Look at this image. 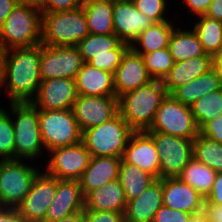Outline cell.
Listing matches in <instances>:
<instances>
[{
	"instance_id": "6",
	"label": "cell",
	"mask_w": 222,
	"mask_h": 222,
	"mask_svg": "<svg viewBox=\"0 0 222 222\" xmlns=\"http://www.w3.org/2000/svg\"><path fill=\"white\" fill-rule=\"evenodd\" d=\"M134 132L118 113L105 123L82 131V142L91 156L122 158L124 149Z\"/></svg>"
},
{
	"instance_id": "20",
	"label": "cell",
	"mask_w": 222,
	"mask_h": 222,
	"mask_svg": "<svg viewBox=\"0 0 222 222\" xmlns=\"http://www.w3.org/2000/svg\"><path fill=\"white\" fill-rule=\"evenodd\" d=\"M84 209V194L79 180L57 179L55 197L48 207L45 222H53Z\"/></svg>"
},
{
	"instance_id": "2",
	"label": "cell",
	"mask_w": 222,
	"mask_h": 222,
	"mask_svg": "<svg viewBox=\"0 0 222 222\" xmlns=\"http://www.w3.org/2000/svg\"><path fill=\"white\" fill-rule=\"evenodd\" d=\"M166 96L167 91L162 80L153 79L118 97L119 114L135 132L147 131Z\"/></svg>"
},
{
	"instance_id": "54",
	"label": "cell",
	"mask_w": 222,
	"mask_h": 222,
	"mask_svg": "<svg viewBox=\"0 0 222 222\" xmlns=\"http://www.w3.org/2000/svg\"><path fill=\"white\" fill-rule=\"evenodd\" d=\"M19 2H32V0H18Z\"/></svg>"
},
{
	"instance_id": "18",
	"label": "cell",
	"mask_w": 222,
	"mask_h": 222,
	"mask_svg": "<svg viewBox=\"0 0 222 222\" xmlns=\"http://www.w3.org/2000/svg\"><path fill=\"white\" fill-rule=\"evenodd\" d=\"M121 159L159 179L158 150L153 139L145 131L134 132L131 135Z\"/></svg>"
},
{
	"instance_id": "13",
	"label": "cell",
	"mask_w": 222,
	"mask_h": 222,
	"mask_svg": "<svg viewBox=\"0 0 222 222\" xmlns=\"http://www.w3.org/2000/svg\"><path fill=\"white\" fill-rule=\"evenodd\" d=\"M47 154L50 157L45 172L57 179L67 180H79L92 157L82 141L52 149Z\"/></svg>"
},
{
	"instance_id": "11",
	"label": "cell",
	"mask_w": 222,
	"mask_h": 222,
	"mask_svg": "<svg viewBox=\"0 0 222 222\" xmlns=\"http://www.w3.org/2000/svg\"><path fill=\"white\" fill-rule=\"evenodd\" d=\"M158 150L159 179L178 177L193 158V139L173 136L162 132L145 131Z\"/></svg>"
},
{
	"instance_id": "9",
	"label": "cell",
	"mask_w": 222,
	"mask_h": 222,
	"mask_svg": "<svg viewBox=\"0 0 222 222\" xmlns=\"http://www.w3.org/2000/svg\"><path fill=\"white\" fill-rule=\"evenodd\" d=\"M25 160H0V204L17 208L42 171Z\"/></svg>"
},
{
	"instance_id": "37",
	"label": "cell",
	"mask_w": 222,
	"mask_h": 222,
	"mask_svg": "<svg viewBox=\"0 0 222 222\" xmlns=\"http://www.w3.org/2000/svg\"><path fill=\"white\" fill-rule=\"evenodd\" d=\"M0 160H15V139L11 116L0 107Z\"/></svg>"
},
{
	"instance_id": "34",
	"label": "cell",
	"mask_w": 222,
	"mask_h": 222,
	"mask_svg": "<svg viewBox=\"0 0 222 222\" xmlns=\"http://www.w3.org/2000/svg\"><path fill=\"white\" fill-rule=\"evenodd\" d=\"M190 109L200 130L207 122L222 114V87L195 101Z\"/></svg>"
},
{
	"instance_id": "38",
	"label": "cell",
	"mask_w": 222,
	"mask_h": 222,
	"mask_svg": "<svg viewBox=\"0 0 222 222\" xmlns=\"http://www.w3.org/2000/svg\"><path fill=\"white\" fill-rule=\"evenodd\" d=\"M135 8L144 13L155 23L168 21L171 18L168 14L167 0H132ZM167 9V10H166Z\"/></svg>"
},
{
	"instance_id": "35",
	"label": "cell",
	"mask_w": 222,
	"mask_h": 222,
	"mask_svg": "<svg viewBox=\"0 0 222 222\" xmlns=\"http://www.w3.org/2000/svg\"><path fill=\"white\" fill-rule=\"evenodd\" d=\"M193 157L216 173L222 172V143L199 133L193 139Z\"/></svg>"
},
{
	"instance_id": "4",
	"label": "cell",
	"mask_w": 222,
	"mask_h": 222,
	"mask_svg": "<svg viewBox=\"0 0 222 222\" xmlns=\"http://www.w3.org/2000/svg\"><path fill=\"white\" fill-rule=\"evenodd\" d=\"M8 104L14 129L15 159L28 160L29 163L33 159L37 161L46 150L41 137L37 107L32 102Z\"/></svg>"
},
{
	"instance_id": "41",
	"label": "cell",
	"mask_w": 222,
	"mask_h": 222,
	"mask_svg": "<svg viewBox=\"0 0 222 222\" xmlns=\"http://www.w3.org/2000/svg\"><path fill=\"white\" fill-rule=\"evenodd\" d=\"M84 222H125L124 213L112 211H84Z\"/></svg>"
},
{
	"instance_id": "31",
	"label": "cell",
	"mask_w": 222,
	"mask_h": 222,
	"mask_svg": "<svg viewBox=\"0 0 222 222\" xmlns=\"http://www.w3.org/2000/svg\"><path fill=\"white\" fill-rule=\"evenodd\" d=\"M118 180L123 188L126 200L129 201L144 192L156 178L121 159Z\"/></svg>"
},
{
	"instance_id": "36",
	"label": "cell",
	"mask_w": 222,
	"mask_h": 222,
	"mask_svg": "<svg viewBox=\"0 0 222 222\" xmlns=\"http://www.w3.org/2000/svg\"><path fill=\"white\" fill-rule=\"evenodd\" d=\"M143 58L147 72L154 80H163L174 64L168 48L145 53Z\"/></svg>"
},
{
	"instance_id": "1",
	"label": "cell",
	"mask_w": 222,
	"mask_h": 222,
	"mask_svg": "<svg viewBox=\"0 0 222 222\" xmlns=\"http://www.w3.org/2000/svg\"><path fill=\"white\" fill-rule=\"evenodd\" d=\"M40 58L41 43L3 51L0 88H5L7 102H32L35 99L42 81ZM0 92L3 91L0 89Z\"/></svg>"
},
{
	"instance_id": "48",
	"label": "cell",
	"mask_w": 222,
	"mask_h": 222,
	"mask_svg": "<svg viewBox=\"0 0 222 222\" xmlns=\"http://www.w3.org/2000/svg\"><path fill=\"white\" fill-rule=\"evenodd\" d=\"M205 15L222 22V0H212Z\"/></svg>"
},
{
	"instance_id": "39",
	"label": "cell",
	"mask_w": 222,
	"mask_h": 222,
	"mask_svg": "<svg viewBox=\"0 0 222 222\" xmlns=\"http://www.w3.org/2000/svg\"><path fill=\"white\" fill-rule=\"evenodd\" d=\"M85 0H39L42 13H54L83 8Z\"/></svg>"
},
{
	"instance_id": "26",
	"label": "cell",
	"mask_w": 222,
	"mask_h": 222,
	"mask_svg": "<svg viewBox=\"0 0 222 222\" xmlns=\"http://www.w3.org/2000/svg\"><path fill=\"white\" fill-rule=\"evenodd\" d=\"M212 65V56H197L188 60L174 62L173 67L162 80L167 94H171L178 87L206 73L212 68Z\"/></svg>"
},
{
	"instance_id": "14",
	"label": "cell",
	"mask_w": 222,
	"mask_h": 222,
	"mask_svg": "<svg viewBox=\"0 0 222 222\" xmlns=\"http://www.w3.org/2000/svg\"><path fill=\"white\" fill-rule=\"evenodd\" d=\"M72 111L81 131L98 126L119 113L117 96L78 95Z\"/></svg>"
},
{
	"instance_id": "32",
	"label": "cell",
	"mask_w": 222,
	"mask_h": 222,
	"mask_svg": "<svg viewBox=\"0 0 222 222\" xmlns=\"http://www.w3.org/2000/svg\"><path fill=\"white\" fill-rule=\"evenodd\" d=\"M191 27L197 34L205 52L212 57L222 53V22L205 14L196 16Z\"/></svg>"
},
{
	"instance_id": "16",
	"label": "cell",
	"mask_w": 222,
	"mask_h": 222,
	"mask_svg": "<svg viewBox=\"0 0 222 222\" xmlns=\"http://www.w3.org/2000/svg\"><path fill=\"white\" fill-rule=\"evenodd\" d=\"M76 81L70 78L42 80L32 103L38 110L72 109L77 99Z\"/></svg>"
},
{
	"instance_id": "25",
	"label": "cell",
	"mask_w": 222,
	"mask_h": 222,
	"mask_svg": "<svg viewBox=\"0 0 222 222\" xmlns=\"http://www.w3.org/2000/svg\"><path fill=\"white\" fill-rule=\"evenodd\" d=\"M78 95L116 96L113 74L84 63L75 78Z\"/></svg>"
},
{
	"instance_id": "43",
	"label": "cell",
	"mask_w": 222,
	"mask_h": 222,
	"mask_svg": "<svg viewBox=\"0 0 222 222\" xmlns=\"http://www.w3.org/2000/svg\"><path fill=\"white\" fill-rule=\"evenodd\" d=\"M205 203L222 206V172L216 174L210 193L205 197Z\"/></svg>"
},
{
	"instance_id": "30",
	"label": "cell",
	"mask_w": 222,
	"mask_h": 222,
	"mask_svg": "<svg viewBox=\"0 0 222 222\" xmlns=\"http://www.w3.org/2000/svg\"><path fill=\"white\" fill-rule=\"evenodd\" d=\"M83 9L90 33L114 34L113 3L102 0H85Z\"/></svg>"
},
{
	"instance_id": "29",
	"label": "cell",
	"mask_w": 222,
	"mask_h": 222,
	"mask_svg": "<svg viewBox=\"0 0 222 222\" xmlns=\"http://www.w3.org/2000/svg\"><path fill=\"white\" fill-rule=\"evenodd\" d=\"M220 88V79L212 67L206 73L175 89L171 95L177 101L190 106L201 97Z\"/></svg>"
},
{
	"instance_id": "28",
	"label": "cell",
	"mask_w": 222,
	"mask_h": 222,
	"mask_svg": "<svg viewBox=\"0 0 222 222\" xmlns=\"http://www.w3.org/2000/svg\"><path fill=\"white\" fill-rule=\"evenodd\" d=\"M168 49L174 62L188 60L197 56H211L207 54L193 28L183 29L180 25L171 34Z\"/></svg>"
},
{
	"instance_id": "50",
	"label": "cell",
	"mask_w": 222,
	"mask_h": 222,
	"mask_svg": "<svg viewBox=\"0 0 222 222\" xmlns=\"http://www.w3.org/2000/svg\"><path fill=\"white\" fill-rule=\"evenodd\" d=\"M212 67L216 70L218 77L220 79V84L222 87V53L213 56V65Z\"/></svg>"
},
{
	"instance_id": "53",
	"label": "cell",
	"mask_w": 222,
	"mask_h": 222,
	"mask_svg": "<svg viewBox=\"0 0 222 222\" xmlns=\"http://www.w3.org/2000/svg\"><path fill=\"white\" fill-rule=\"evenodd\" d=\"M102 1H108V2H111V3H118V2L129 1V0H102Z\"/></svg>"
},
{
	"instance_id": "12",
	"label": "cell",
	"mask_w": 222,
	"mask_h": 222,
	"mask_svg": "<svg viewBox=\"0 0 222 222\" xmlns=\"http://www.w3.org/2000/svg\"><path fill=\"white\" fill-rule=\"evenodd\" d=\"M84 61L77 46H48L41 43L40 77L75 79Z\"/></svg>"
},
{
	"instance_id": "8",
	"label": "cell",
	"mask_w": 222,
	"mask_h": 222,
	"mask_svg": "<svg viewBox=\"0 0 222 222\" xmlns=\"http://www.w3.org/2000/svg\"><path fill=\"white\" fill-rule=\"evenodd\" d=\"M77 47L84 63L114 74L130 45L122 42L115 34L89 33Z\"/></svg>"
},
{
	"instance_id": "22",
	"label": "cell",
	"mask_w": 222,
	"mask_h": 222,
	"mask_svg": "<svg viewBox=\"0 0 222 222\" xmlns=\"http://www.w3.org/2000/svg\"><path fill=\"white\" fill-rule=\"evenodd\" d=\"M163 205V179H156L138 197L127 201L125 222H152L155 213Z\"/></svg>"
},
{
	"instance_id": "21",
	"label": "cell",
	"mask_w": 222,
	"mask_h": 222,
	"mask_svg": "<svg viewBox=\"0 0 222 222\" xmlns=\"http://www.w3.org/2000/svg\"><path fill=\"white\" fill-rule=\"evenodd\" d=\"M205 197L178 177L163 178V205L190 214L203 210Z\"/></svg>"
},
{
	"instance_id": "5",
	"label": "cell",
	"mask_w": 222,
	"mask_h": 222,
	"mask_svg": "<svg viewBox=\"0 0 222 222\" xmlns=\"http://www.w3.org/2000/svg\"><path fill=\"white\" fill-rule=\"evenodd\" d=\"M90 33L85 11L42 13L41 43L48 46H77Z\"/></svg>"
},
{
	"instance_id": "52",
	"label": "cell",
	"mask_w": 222,
	"mask_h": 222,
	"mask_svg": "<svg viewBox=\"0 0 222 222\" xmlns=\"http://www.w3.org/2000/svg\"><path fill=\"white\" fill-rule=\"evenodd\" d=\"M2 55H3V50H2V47L0 45V73H1Z\"/></svg>"
},
{
	"instance_id": "10",
	"label": "cell",
	"mask_w": 222,
	"mask_h": 222,
	"mask_svg": "<svg viewBox=\"0 0 222 222\" xmlns=\"http://www.w3.org/2000/svg\"><path fill=\"white\" fill-rule=\"evenodd\" d=\"M147 131L188 139H194L199 134L190 106L177 101L171 94H167L161 102L153 123Z\"/></svg>"
},
{
	"instance_id": "45",
	"label": "cell",
	"mask_w": 222,
	"mask_h": 222,
	"mask_svg": "<svg viewBox=\"0 0 222 222\" xmlns=\"http://www.w3.org/2000/svg\"><path fill=\"white\" fill-rule=\"evenodd\" d=\"M188 11L196 16L205 14L212 0H183Z\"/></svg>"
},
{
	"instance_id": "42",
	"label": "cell",
	"mask_w": 222,
	"mask_h": 222,
	"mask_svg": "<svg viewBox=\"0 0 222 222\" xmlns=\"http://www.w3.org/2000/svg\"><path fill=\"white\" fill-rule=\"evenodd\" d=\"M199 133L206 138L222 143V114L213 121L207 122Z\"/></svg>"
},
{
	"instance_id": "19",
	"label": "cell",
	"mask_w": 222,
	"mask_h": 222,
	"mask_svg": "<svg viewBox=\"0 0 222 222\" xmlns=\"http://www.w3.org/2000/svg\"><path fill=\"white\" fill-rule=\"evenodd\" d=\"M113 79L117 97L153 80L147 72L143 56L131 48L123 55L120 65L113 74Z\"/></svg>"
},
{
	"instance_id": "15",
	"label": "cell",
	"mask_w": 222,
	"mask_h": 222,
	"mask_svg": "<svg viewBox=\"0 0 222 222\" xmlns=\"http://www.w3.org/2000/svg\"><path fill=\"white\" fill-rule=\"evenodd\" d=\"M56 188L57 178L41 171L16 209L28 222H45V216L55 197Z\"/></svg>"
},
{
	"instance_id": "17",
	"label": "cell",
	"mask_w": 222,
	"mask_h": 222,
	"mask_svg": "<svg viewBox=\"0 0 222 222\" xmlns=\"http://www.w3.org/2000/svg\"><path fill=\"white\" fill-rule=\"evenodd\" d=\"M114 34L129 45L155 22L135 8L132 0L113 3Z\"/></svg>"
},
{
	"instance_id": "49",
	"label": "cell",
	"mask_w": 222,
	"mask_h": 222,
	"mask_svg": "<svg viewBox=\"0 0 222 222\" xmlns=\"http://www.w3.org/2000/svg\"><path fill=\"white\" fill-rule=\"evenodd\" d=\"M53 222H84V209Z\"/></svg>"
},
{
	"instance_id": "23",
	"label": "cell",
	"mask_w": 222,
	"mask_h": 222,
	"mask_svg": "<svg viewBox=\"0 0 222 222\" xmlns=\"http://www.w3.org/2000/svg\"><path fill=\"white\" fill-rule=\"evenodd\" d=\"M121 158L112 156H92L88 167L79 179L84 196L107 182L118 179Z\"/></svg>"
},
{
	"instance_id": "46",
	"label": "cell",
	"mask_w": 222,
	"mask_h": 222,
	"mask_svg": "<svg viewBox=\"0 0 222 222\" xmlns=\"http://www.w3.org/2000/svg\"><path fill=\"white\" fill-rule=\"evenodd\" d=\"M18 3V0H0V27Z\"/></svg>"
},
{
	"instance_id": "27",
	"label": "cell",
	"mask_w": 222,
	"mask_h": 222,
	"mask_svg": "<svg viewBox=\"0 0 222 222\" xmlns=\"http://www.w3.org/2000/svg\"><path fill=\"white\" fill-rule=\"evenodd\" d=\"M172 20L154 23L147 27L132 42L130 48L142 56L156 50L168 48L169 40L176 26Z\"/></svg>"
},
{
	"instance_id": "51",
	"label": "cell",
	"mask_w": 222,
	"mask_h": 222,
	"mask_svg": "<svg viewBox=\"0 0 222 222\" xmlns=\"http://www.w3.org/2000/svg\"><path fill=\"white\" fill-rule=\"evenodd\" d=\"M189 222H210V221L208 220L206 213L202 210L200 212L191 214Z\"/></svg>"
},
{
	"instance_id": "40",
	"label": "cell",
	"mask_w": 222,
	"mask_h": 222,
	"mask_svg": "<svg viewBox=\"0 0 222 222\" xmlns=\"http://www.w3.org/2000/svg\"><path fill=\"white\" fill-rule=\"evenodd\" d=\"M191 214L162 205L155 213L152 222H189Z\"/></svg>"
},
{
	"instance_id": "44",
	"label": "cell",
	"mask_w": 222,
	"mask_h": 222,
	"mask_svg": "<svg viewBox=\"0 0 222 222\" xmlns=\"http://www.w3.org/2000/svg\"><path fill=\"white\" fill-rule=\"evenodd\" d=\"M0 222H28L16 208L0 204Z\"/></svg>"
},
{
	"instance_id": "7",
	"label": "cell",
	"mask_w": 222,
	"mask_h": 222,
	"mask_svg": "<svg viewBox=\"0 0 222 222\" xmlns=\"http://www.w3.org/2000/svg\"><path fill=\"white\" fill-rule=\"evenodd\" d=\"M39 126L46 152L82 141V131L72 109L38 110Z\"/></svg>"
},
{
	"instance_id": "24",
	"label": "cell",
	"mask_w": 222,
	"mask_h": 222,
	"mask_svg": "<svg viewBox=\"0 0 222 222\" xmlns=\"http://www.w3.org/2000/svg\"><path fill=\"white\" fill-rule=\"evenodd\" d=\"M127 200L118 179L88 192L84 196V211H112L124 213Z\"/></svg>"
},
{
	"instance_id": "47",
	"label": "cell",
	"mask_w": 222,
	"mask_h": 222,
	"mask_svg": "<svg viewBox=\"0 0 222 222\" xmlns=\"http://www.w3.org/2000/svg\"><path fill=\"white\" fill-rule=\"evenodd\" d=\"M203 211L206 213L210 222H222V206L204 203Z\"/></svg>"
},
{
	"instance_id": "33",
	"label": "cell",
	"mask_w": 222,
	"mask_h": 222,
	"mask_svg": "<svg viewBox=\"0 0 222 222\" xmlns=\"http://www.w3.org/2000/svg\"><path fill=\"white\" fill-rule=\"evenodd\" d=\"M216 174L214 170L193 157L178 178L206 197L212 189Z\"/></svg>"
},
{
	"instance_id": "3",
	"label": "cell",
	"mask_w": 222,
	"mask_h": 222,
	"mask_svg": "<svg viewBox=\"0 0 222 222\" xmlns=\"http://www.w3.org/2000/svg\"><path fill=\"white\" fill-rule=\"evenodd\" d=\"M42 12L38 2H19L0 27L3 51L41 43Z\"/></svg>"
}]
</instances>
